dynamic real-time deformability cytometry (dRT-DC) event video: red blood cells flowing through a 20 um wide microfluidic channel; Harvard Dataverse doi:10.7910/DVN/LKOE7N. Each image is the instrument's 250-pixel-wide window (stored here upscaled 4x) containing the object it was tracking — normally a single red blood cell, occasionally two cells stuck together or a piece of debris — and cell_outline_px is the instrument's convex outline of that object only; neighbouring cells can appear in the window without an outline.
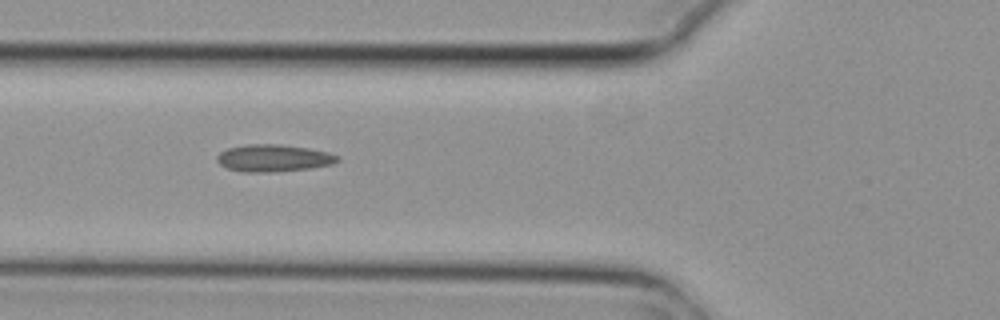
{"species": "common noctule bat (a hibernating species)", "species_latin": "Nyctalus noctula", "temperature_condition": "cold", "stored_images_in_passage": 8, "camera_frame_rate_fps": 3000, "um_per_image_px": 0.085, "animal": {"sex": "female", "body_mass_g": 29.2, "forearm_length_mm": 56.3}, "frame": {"image": 1, "passage_image": 7, "time_ms": 2.0, "image_size_px": [1000, 320], "cell_outline_px": [[340, 160], [332, 164], [308, 168], [276, 172], [240, 172], [228, 168], [220, 164], [216, 160], [216, 156], [220, 152], [228, 148], [248, 144], [280, 144], [308, 148], [328, 152], [340, 156]], "centroid_in_image_um": [23.24, 13.44], "position_along_channel_um": 102.6, "area_um2": 19.13}}
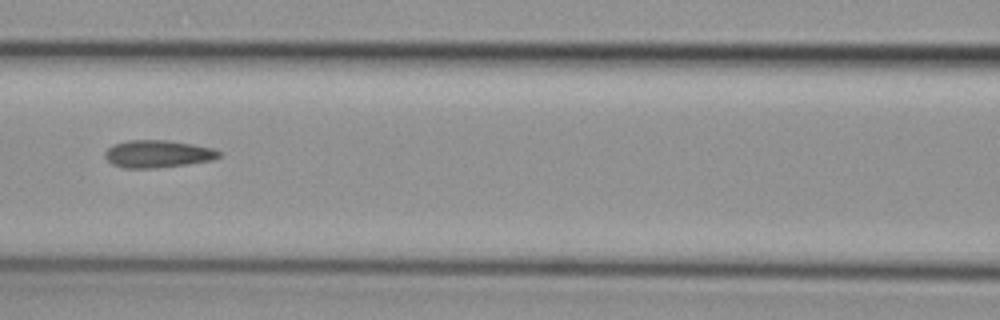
{"frame": {"image": 2, "passage_image": 8, "time_ms": 2.333, "image_size_px": [1000, 320], "cell_outline_px": [[220, 156], [212, 160], [188, 164], [156, 168], [124, 168], [112, 164], [104, 156], [104, 152], [112, 144], [128, 140], [168, 140], [216, 148], [220, 152]], "centroid_in_image_um": [13.4, 13.07], "position_along_channel_um": 153.2, "area_um2": 18.38}}